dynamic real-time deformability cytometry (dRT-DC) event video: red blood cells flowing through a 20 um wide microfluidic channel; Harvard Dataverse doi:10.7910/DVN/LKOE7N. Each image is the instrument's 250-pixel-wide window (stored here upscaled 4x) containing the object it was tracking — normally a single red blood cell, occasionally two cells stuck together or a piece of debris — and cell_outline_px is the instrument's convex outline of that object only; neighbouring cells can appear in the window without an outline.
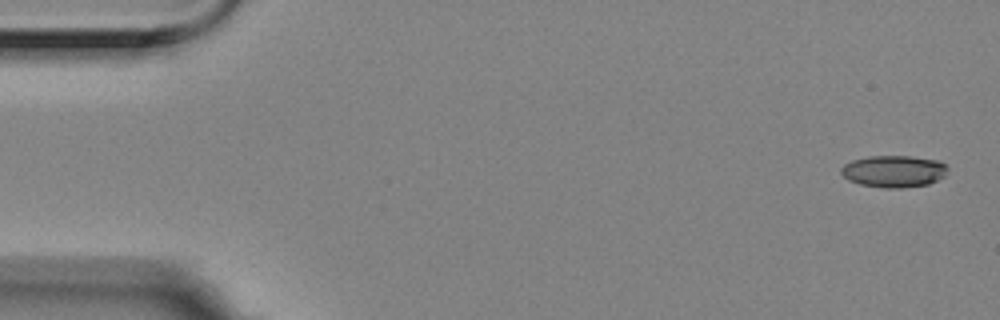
{"species": "Egyptian fruit bat (a non-hibernating species)", "species_latin": "Rousettus aegyptiacus", "temperature_condition": "room temperature", "stored_images_in_passage": 5, "camera_frame_rate_fps": 3000, "um_per_image_px": 0.085, "animal": {"sex": "female"}, "frame": {"image": 1, "passage_image": 1, "time_ms": 0.0, "image_size_px": [1000, 320], "cell_outline_px": [[948, 168], [944, 176], [928, 184], [900, 188], [884, 188], [860, 184], [848, 180], [840, 172], [840, 168], [844, 164], [852, 160], [868, 156], [912, 156], [940, 160]], "centroid_in_image_um": [75.96, 14.55], "position_along_channel_um": 9.0, "area_um2": 19.88}}
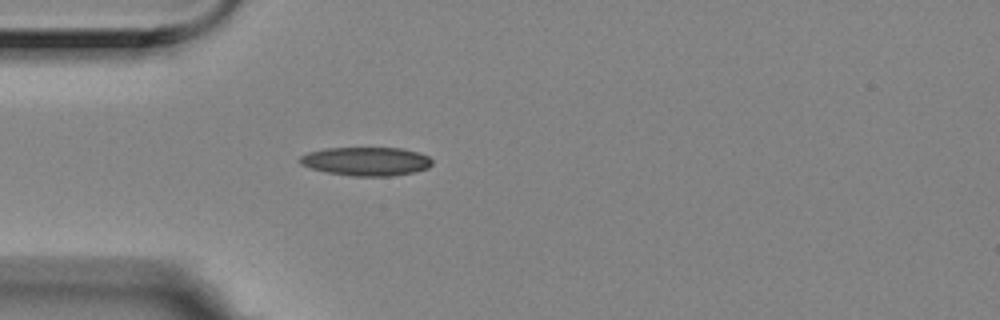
{"frame": {"image": 2, "passage_image": 5, "time_ms": 1.333, "image_size_px": [1000, 320], "cell_outline_px": [[432, 164], [428, 168], [416, 172], [392, 176], [352, 176], [328, 172], [312, 168], [300, 164], [300, 156], [308, 152], [324, 148], [400, 148], [416, 152], [428, 156], [432, 160]], "centroid_in_image_um": [31.14, 13.71], "position_along_channel_um": 53.9, "area_um2": 22.02}}